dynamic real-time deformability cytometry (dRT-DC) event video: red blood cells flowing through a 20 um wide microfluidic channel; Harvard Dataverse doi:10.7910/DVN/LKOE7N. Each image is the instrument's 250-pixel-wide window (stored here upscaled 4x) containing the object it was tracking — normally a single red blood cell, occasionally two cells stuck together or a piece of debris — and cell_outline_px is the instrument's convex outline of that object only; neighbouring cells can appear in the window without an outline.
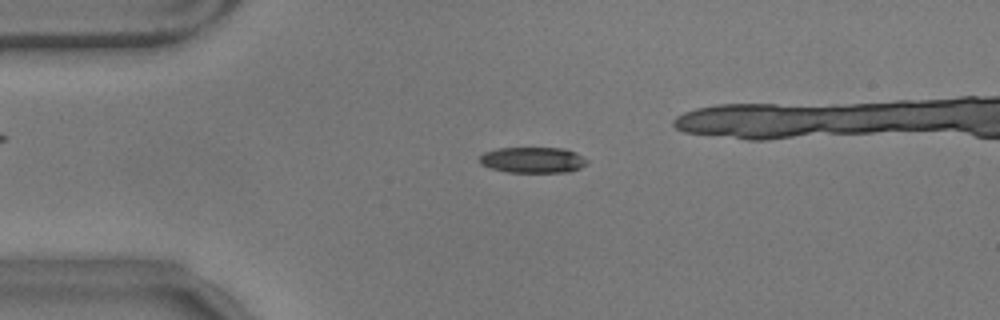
{"species": "common noctule bat (a hibernating species)", "species_latin": "Nyctalus noctula", "temperature_condition": "warm", "stored_images_in_passage": 39, "camera_frame_rate_fps": 3000, "um_per_image_px": 0.085, "animal": {"sex": "male", "body_mass_g": 17.9}, "frame": {"image": 1, "passage_image": 6, "time_ms": 1.667, "image_size_px": [1000, 320], "cell_outline_px": [[588, 164], [580, 168], [568, 172], [508, 172], [488, 168], [480, 164], [476, 160], [484, 152], [496, 148], [564, 148], [576, 152], [588, 160]], "centroid_in_image_um": [45.26, 13.6], "position_along_channel_um": 39.7, "area_um2": 16.47}}
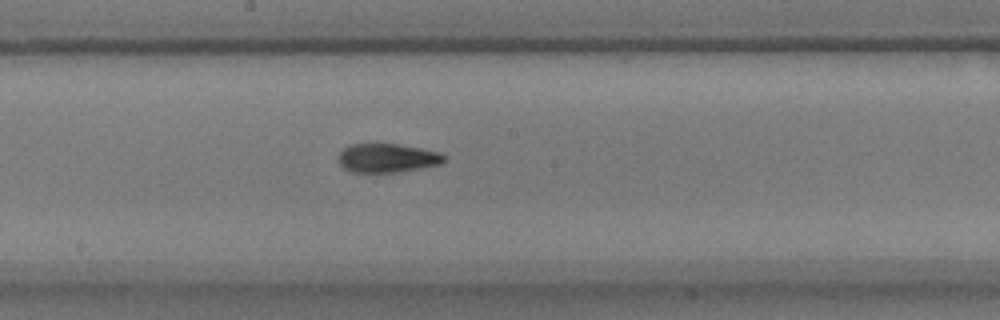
{"frame": {"image": 2, "passage_image": 23, "time_ms": 7.333, "image_size_px": [1000, 320], "cell_outline_px": [[448, 160], [440, 164], [420, 168], [396, 172], [352, 172], [344, 168], [340, 164], [340, 152], [348, 144], [396, 144], [420, 148], [440, 152], [448, 156]], "centroid_in_image_um": [32.97, 13.43], "position_along_channel_um": 215.2, "area_um2": 17.74}}
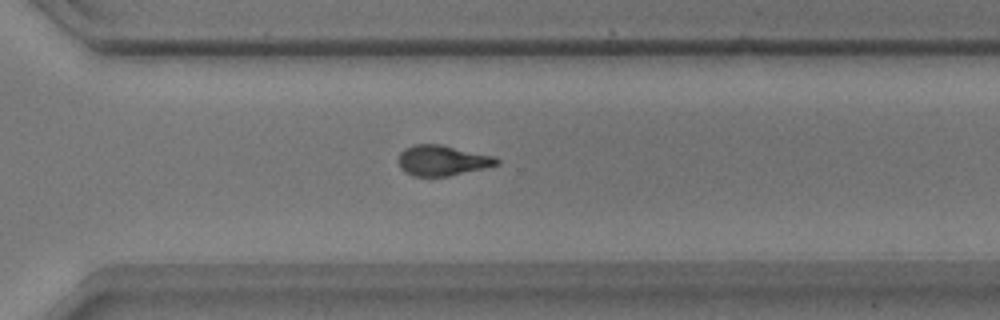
{"frame": {"image": 3, "passage_image": 33, "time_ms": 10.667, "image_size_px": [1000, 320], "cell_outline_px": [[500, 164], [484, 168], [448, 176], [412, 176], [404, 172], [400, 168], [400, 152], [404, 148], [412, 144], [440, 144], [492, 156], [500, 160]], "centroid_in_image_um": [37.57, 13.64], "position_along_channel_um": 333.0, "area_um2": 17.28}}